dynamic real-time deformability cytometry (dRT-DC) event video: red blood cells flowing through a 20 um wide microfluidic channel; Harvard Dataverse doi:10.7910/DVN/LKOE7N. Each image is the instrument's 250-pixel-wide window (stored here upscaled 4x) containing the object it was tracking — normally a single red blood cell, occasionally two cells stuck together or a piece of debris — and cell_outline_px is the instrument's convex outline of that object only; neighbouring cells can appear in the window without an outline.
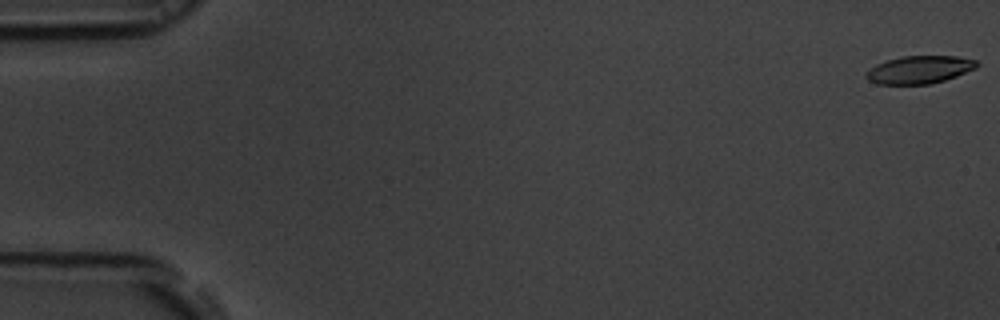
{"species": "common noctule bat (a hibernating species)", "species_latin": "Nyctalus noctula", "temperature_condition": "room temperature", "stored_images_in_passage": 56, "camera_frame_rate_fps": 3000, "um_per_image_px": 0.085, "animal": {"sex": "male", "body_mass_g": 19.5, "forearm_length_mm": 54.6}, "frame": {"image": 1, "passage_image": 1, "time_ms": 0.0, "image_size_px": [1000, 320], "cell_outline_px": [[980, 64], [976, 68], [956, 76], [944, 80], [928, 84], [876, 84], [868, 80], [868, 72], [876, 64], [888, 60], [904, 56], [956, 56], [976, 60]], "centroid_in_image_um": [78.2, 5.92], "position_along_channel_um": 6.8, "area_um2": 17.63}}
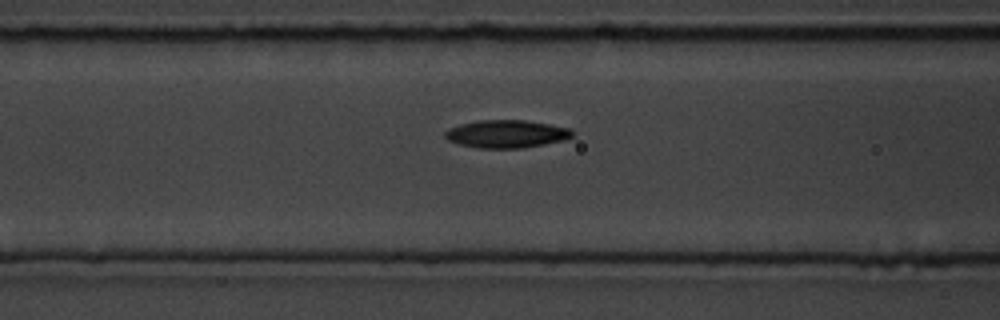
{"frame": {"image": 2, "passage_image": 23, "time_ms": 7.333, "image_size_px": [1000, 320], "cell_outline_px": [[576, 132], [572, 136], [564, 140], [524, 148], [476, 148], [460, 144], [448, 140], [444, 136], [444, 132], [448, 128], [460, 124], [476, 120], [524, 120], [548, 124], [568, 128]], "centroid_in_image_um": [43.03, 11.38], "position_along_channel_um": 123.6, "area_um2": 20.69}}
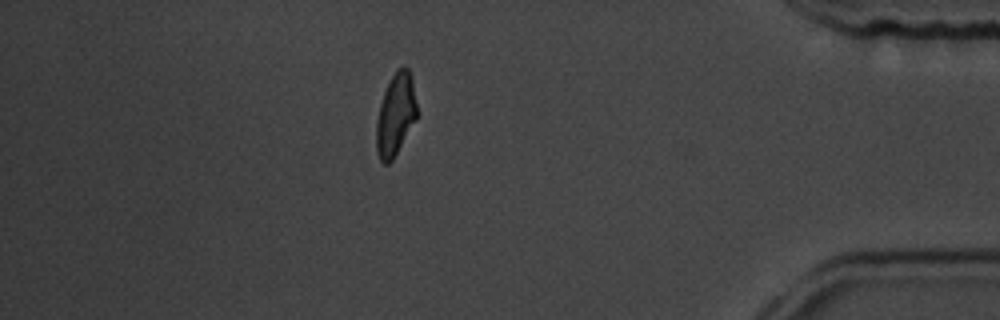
{"frame": {"image": 3, "passage_image": 49, "time_ms": 16.0, "image_size_px": [1000, 320], "cell_outline_px": [[416, 120], [392, 160], [388, 164], [384, 164], [380, 160], [376, 152], [376, 120], [380, 104], [384, 92], [396, 68], [404, 64], [408, 68], [412, 76], [416, 104]], "centroid_in_image_um": [33.61, 9.72], "position_along_channel_um": 401.6, "area_um2": 19.48}, "authors_computed_cell_mechanics": {"area_um2": 19.9121, "velocity_mm_per_s": 3.6778, "shape_relaxation_time_tau1_ms": 4.7591, "shape_relaxation_time_tau2_ms": 7.4066, "deformation_change_tau1": 0.1937, "deformation_change_tau2": 0.1426}}